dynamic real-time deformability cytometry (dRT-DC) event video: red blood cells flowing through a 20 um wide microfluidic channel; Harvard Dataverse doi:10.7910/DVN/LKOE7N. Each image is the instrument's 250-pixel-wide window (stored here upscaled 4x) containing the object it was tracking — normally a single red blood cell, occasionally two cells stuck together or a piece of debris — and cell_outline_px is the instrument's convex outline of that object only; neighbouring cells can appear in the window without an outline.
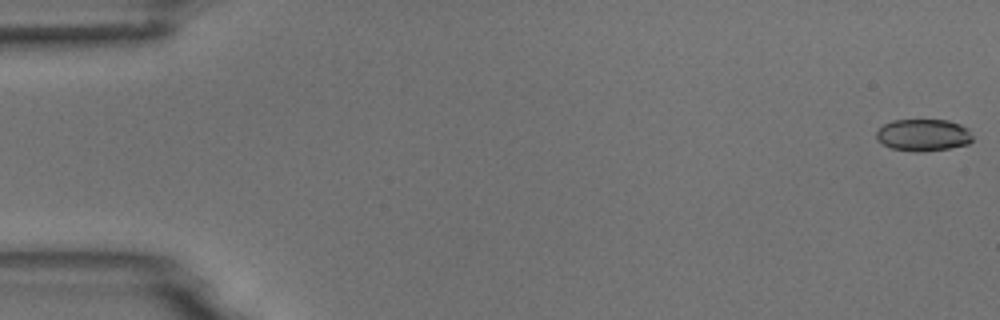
{"species": "common noctule bat (a hibernating species)", "species_latin": "Nyctalus noctula", "temperature_condition": "room temperature", "stored_images_in_passage": 54, "camera_frame_rate_fps": 3000, "um_per_image_px": 0.085, "animal": {"sex": "male", "body_mass_g": 18.8}, "frame": {"image": 1, "passage_image": 1, "time_ms": 0.0, "image_size_px": [1000, 320], "cell_outline_px": [[972, 140], [968, 144], [948, 148], [924, 152], [916, 152], [892, 148], [876, 140], [876, 132], [884, 124], [892, 120], [948, 120], [960, 124], [968, 128], [972, 136]], "centroid_in_image_um": [78.48, 11.48], "position_along_channel_um": 6.5, "area_um2": 17.98}}
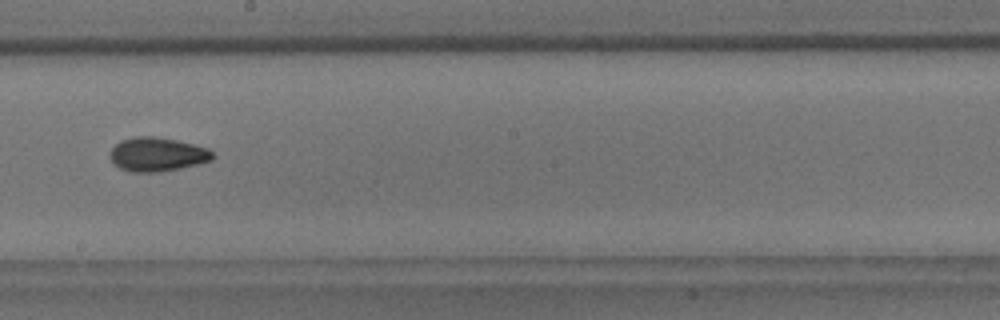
{"frame": {"image": 2, "passage_image": 31, "time_ms": 10.0, "image_size_px": [1000, 320], "cell_outline_px": [[216, 156], [212, 160], [180, 168], [160, 172], [128, 172], [112, 164], [112, 148], [120, 140], [132, 136], [152, 136], [176, 140], [208, 148]], "centroid_in_image_um": [13.36, 13.12], "position_along_channel_um": 234.8, "area_um2": 20.29}}
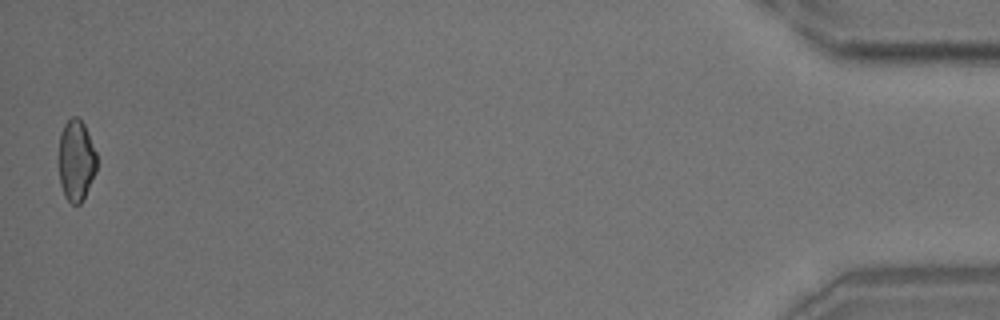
{"frame": {"image": 3, "passage_image": 54, "time_ms": 17.667, "image_size_px": [1000, 320], "cell_outline_px": [[96, 172], [80, 204], [72, 204], [64, 196], [60, 184], [60, 132], [64, 124], [72, 116], [76, 116], [84, 124], [96, 152]], "centroid_in_image_um": [6.48, 13.63], "position_along_channel_um": 428.7, "area_um2": 17.69}, "authors_computed_cell_mechanics": {"area_um2": 19.074, "velocity_mm_per_s": 3.7345, "shape_relaxation_time_tau1_ms": 6.4373, "shape_relaxation_time_tau2_ms": 2.5149, "deformation_change_tau1": 0.1261, "deformation_change_tau2": 0.0711}}